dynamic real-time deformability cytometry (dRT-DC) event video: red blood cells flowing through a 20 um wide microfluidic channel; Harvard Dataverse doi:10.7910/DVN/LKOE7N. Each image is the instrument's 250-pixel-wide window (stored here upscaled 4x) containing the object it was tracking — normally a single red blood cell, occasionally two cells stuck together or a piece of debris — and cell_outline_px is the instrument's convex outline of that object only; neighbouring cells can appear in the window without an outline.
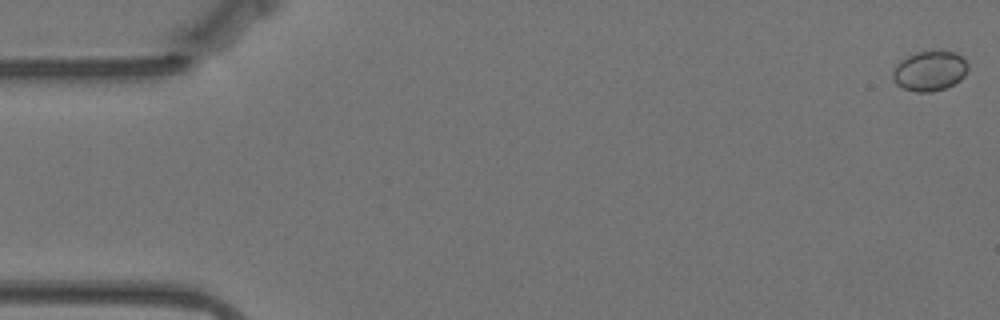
{"species": "Egyptian fruit bat (a non-hibernating species)", "species_latin": "Rousettus aegyptiacus", "temperature_condition": "warm", "stored_images_in_passage": 3, "camera_frame_rate_fps": 3000, "um_per_image_px": 0.085, "animal": {"sex": "female"}, "frame": {"image": 1, "passage_image": 1, "time_ms": 0.0, "image_size_px": [1000, 320], "cell_outline_px": [[968, 68], [964, 76], [960, 80], [944, 88], [932, 92], [916, 92], [904, 88], [896, 84], [892, 76], [892, 72], [896, 64], [900, 60], [916, 52], [932, 48], [940, 48], [956, 52], [968, 64]], "centroid_in_image_um": [79.02, 5.97], "position_along_channel_um": 6.0, "area_um2": 17.98}}